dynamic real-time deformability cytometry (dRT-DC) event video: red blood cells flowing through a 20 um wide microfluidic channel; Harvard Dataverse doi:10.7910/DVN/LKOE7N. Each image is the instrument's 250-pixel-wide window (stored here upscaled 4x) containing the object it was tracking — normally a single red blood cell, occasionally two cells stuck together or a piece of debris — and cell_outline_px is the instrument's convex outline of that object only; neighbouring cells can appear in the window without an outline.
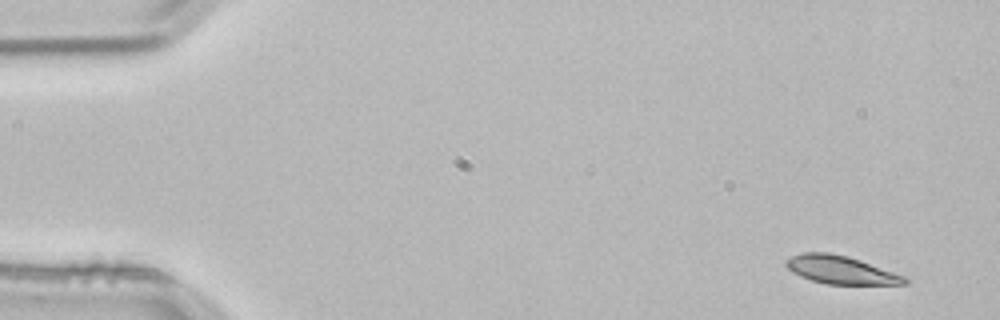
{"species": "common noctule bat (a hibernating species)", "species_latin": "Nyctalus noctula", "temperature_condition": "room temperature", "stored_images_in_passage": 4, "camera_frame_rate_fps": 3000, "um_per_image_px": 0.085, "animal": {"sex": "male", "body_mass_g": 21.5, "forearm_length_mm": 52.0}, "frame": {"image": 1, "passage_image": 1, "time_ms": 0.0, "image_size_px": [1000, 320], "cell_outline_px": [[908, 284], [828, 284], [812, 280], [800, 276], [792, 272], [784, 264], [784, 260], [800, 252], [828, 252], [848, 256], [860, 260], [904, 276], [908, 280]], "centroid_in_image_um": [71.41, 22.93], "position_along_channel_um": 13.6, "area_um2": 19.31}}
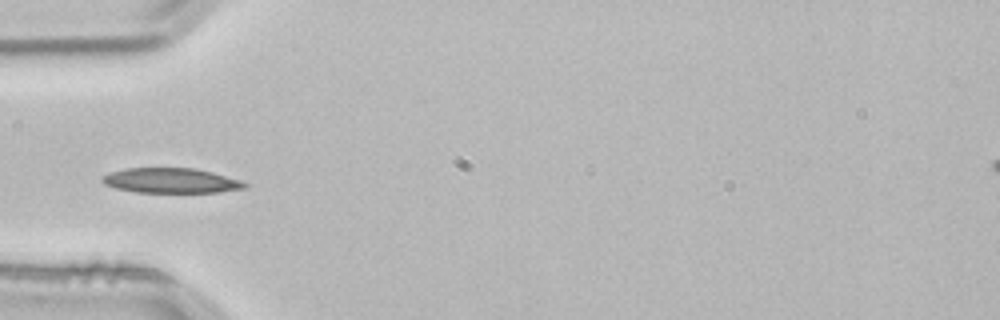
{"frame": {"image": 2, "passage_image": 4, "time_ms": 1.0, "image_size_px": [1000, 320], "cell_outline_px": [[248, 184], [244, 188], [220, 192], [136, 192], [116, 188], [104, 184], [100, 180], [100, 176], [108, 172], [124, 168], [192, 168], [212, 172], [240, 180]], "centroid_in_image_um": [14.46, 15.34], "position_along_channel_um": 70.5, "area_um2": 20.75}}